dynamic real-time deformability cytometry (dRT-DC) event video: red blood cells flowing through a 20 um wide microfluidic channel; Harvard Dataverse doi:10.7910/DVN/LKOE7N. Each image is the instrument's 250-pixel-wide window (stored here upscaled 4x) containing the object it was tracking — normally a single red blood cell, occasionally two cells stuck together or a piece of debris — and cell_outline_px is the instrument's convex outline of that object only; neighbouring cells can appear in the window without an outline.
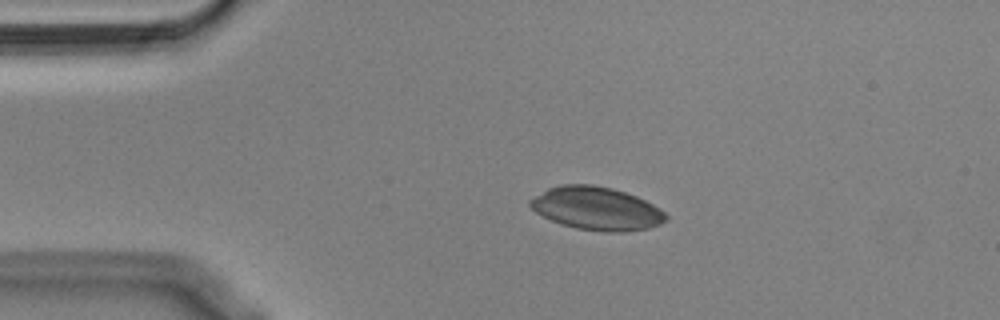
{"species": "Egyptian fruit bat (a non-hibernating species)", "species_latin": "Rousettus aegyptiacus", "temperature_condition": "cold", "stored_images_in_passage": 46, "camera_frame_rate_fps": 3000, "um_per_image_px": 0.085, "animal": {"sex": "male"}, "frame": {"image": 1, "passage_image": 1, "time_ms": 0.0, "image_size_px": [1000, 320], "cell_outline_px": [[668, 220], [660, 224], [648, 228], [620, 232], [604, 232], [576, 228], [560, 224], [536, 212], [528, 204], [528, 200], [548, 188], [560, 184], [592, 184], [612, 188], [636, 196], [660, 208], [668, 216]], "centroid_in_image_um": [50.7, 17.72], "position_along_channel_um": 34.3, "area_um2": 34.1}}
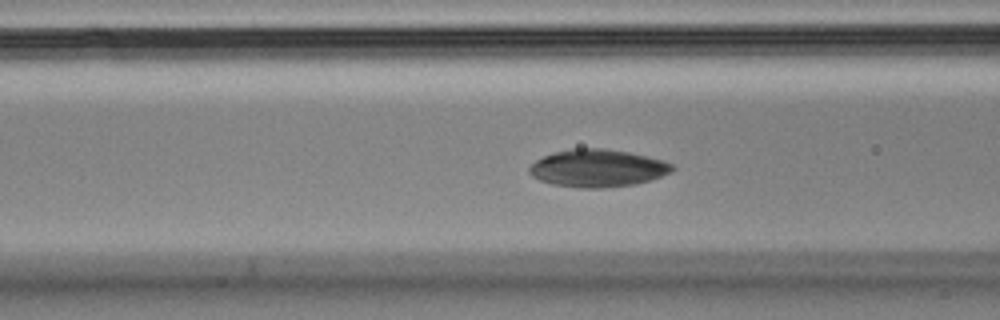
{"frame": {"image": 2, "passage_image": 11, "time_ms": 3.333, "image_size_px": [1000, 320], "cell_outline_px": [[676, 168], [672, 172], [652, 180], [636, 184], [604, 188], [580, 188], [552, 184], [540, 180], [532, 176], [528, 172], [528, 168], [536, 160], [544, 156], [556, 152], [572, 148], [604, 148], [628, 152], [664, 160], [672, 164]], "centroid_in_image_um": [50.82, 14.3], "position_along_channel_um": 115.8, "area_um2": 31.44}}
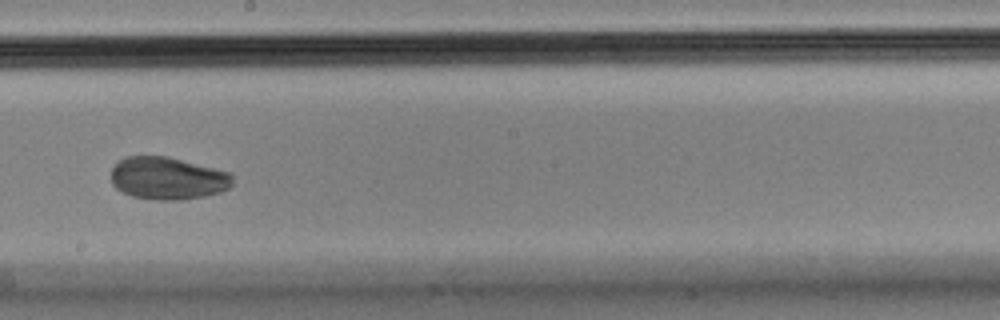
{"frame": {"image": 3, "passage_image": 21, "time_ms": 6.667, "image_size_px": [1000, 320], "cell_outline_px": [[232, 184], [228, 188], [220, 192], [204, 196], [180, 200], [156, 200], [132, 196], [116, 188], [112, 184], [112, 168], [124, 156], [168, 156], [228, 172], [232, 176]], "centroid_in_image_um": [14.23, 15.15], "position_along_channel_um": 234.0, "area_um2": 29.94}}